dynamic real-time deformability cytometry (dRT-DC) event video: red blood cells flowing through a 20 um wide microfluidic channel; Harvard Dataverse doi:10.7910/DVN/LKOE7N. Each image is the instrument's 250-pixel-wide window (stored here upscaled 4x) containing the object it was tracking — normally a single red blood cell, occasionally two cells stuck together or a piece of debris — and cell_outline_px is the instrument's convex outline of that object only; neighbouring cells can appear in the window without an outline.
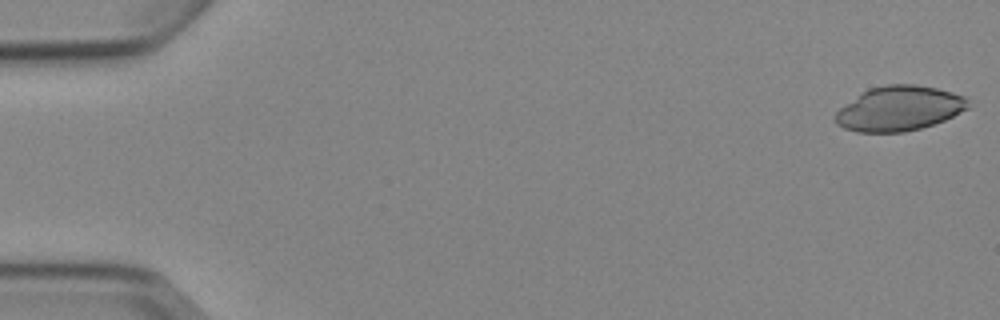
{"species": "Egyptian fruit bat (a non-hibernating species)", "species_latin": "Rousettus aegyptiacus", "temperature_condition": "cold", "stored_images_in_passage": 4, "camera_frame_rate_fps": 3000, "um_per_image_px": 0.085, "animal": {"sex": "female"}, "frame": {"image": 1, "passage_image": 1, "time_ms": 0.0, "image_size_px": [1000, 320], "cell_outline_px": [[968, 108], [944, 120], [920, 128], [904, 132], [856, 132], [844, 128], [836, 124], [836, 112], [840, 108], [868, 88], [888, 84], [912, 84], [936, 88], [952, 92], [964, 96], [968, 100]], "centroid_in_image_um": [76.42, 9.22], "position_along_channel_um": 8.6, "area_um2": 34.33}}